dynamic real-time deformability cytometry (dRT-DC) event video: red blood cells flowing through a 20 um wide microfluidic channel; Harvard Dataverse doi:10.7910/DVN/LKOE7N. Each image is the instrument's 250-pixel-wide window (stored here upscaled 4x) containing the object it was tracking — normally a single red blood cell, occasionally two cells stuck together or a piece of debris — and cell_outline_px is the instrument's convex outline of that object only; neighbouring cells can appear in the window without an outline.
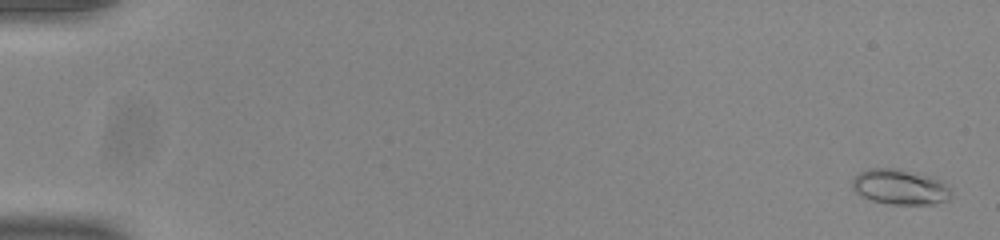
{"species": "common noctule bat (a hibernating species)", "species_latin": "Nyctalus noctula", "temperature_condition": "room temperature", "stored_images_in_passage": 54, "camera_frame_rate_fps": 3000, "um_per_image_px": 0.085, "animal": {"sex": "male", "body_mass_g": 20.0, "forearm_length_mm": 53.3}, "frame": {"image": 1, "passage_image": 2, "time_ms": 0.333, "image_size_px": [1000, 240], "cell_outline_px": [[952, 196], [948, 200], [932, 204], [892, 204], [872, 200], [856, 192], [852, 188], [852, 180], [860, 172], [868, 168], [900, 168], [932, 176], [940, 180], [952, 192]], "centroid_in_image_um": [76.52, 15.87], "position_along_channel_um": 8.5, "area_um2": 20.35}}
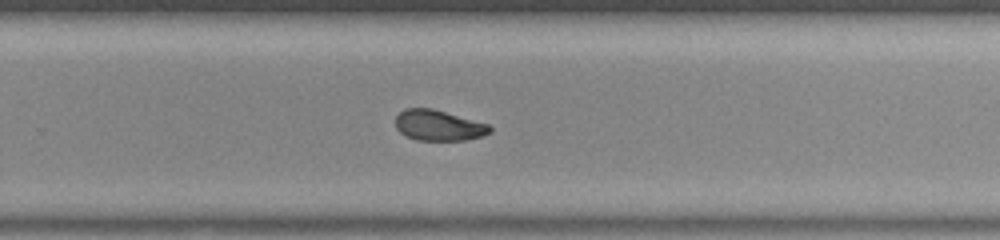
{"frame": {"image": 2, "passage_image": 37, "time_ms": 12.0, "image_size_px": [1000, 240], "cell_outline_px": [[492, 132], [480, 136], [464, 140], [416, 140], [404, 136], [396, 128], [396, 116], [404, 108], [432, 108], [488, 124], [492, 128]], "centroid_in_image_um": [37.25, 10.66], "position_along_channel_um": 292.6, "area_um2": 16.82}}
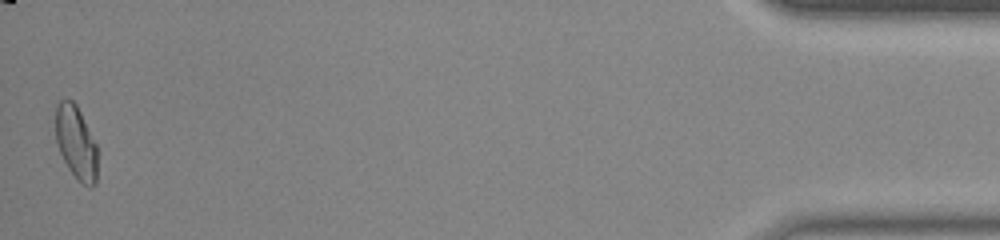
{"frame": {"image": 3, "passage_image": 54, "time_ms": 17.667, "image_size_px": [1000, 240], "cell_outline_px": [[96, 184], [92, 188], [88, 188], [68, 168], [60, 152], [56, 140], [56, 104], [64, 96], [68, 96], [76, 104], [96, 144]], "centroid_in_image_um": [6.45, 12.07], "position_along_channel_um": 428.8, "area_um2": 17.74}, "authors_computed_cell_mechanics": {"area_um2": 17.4556, "velocity_mm_per_s": 3.8969, "shape_relaxation_time_tau1_ms": 6.123, "shape_relaxation_time_tau2_ms": 2.5976, "deformation_change_tau1": 0.1757, "deformation_change_tau2": 0.0794}}